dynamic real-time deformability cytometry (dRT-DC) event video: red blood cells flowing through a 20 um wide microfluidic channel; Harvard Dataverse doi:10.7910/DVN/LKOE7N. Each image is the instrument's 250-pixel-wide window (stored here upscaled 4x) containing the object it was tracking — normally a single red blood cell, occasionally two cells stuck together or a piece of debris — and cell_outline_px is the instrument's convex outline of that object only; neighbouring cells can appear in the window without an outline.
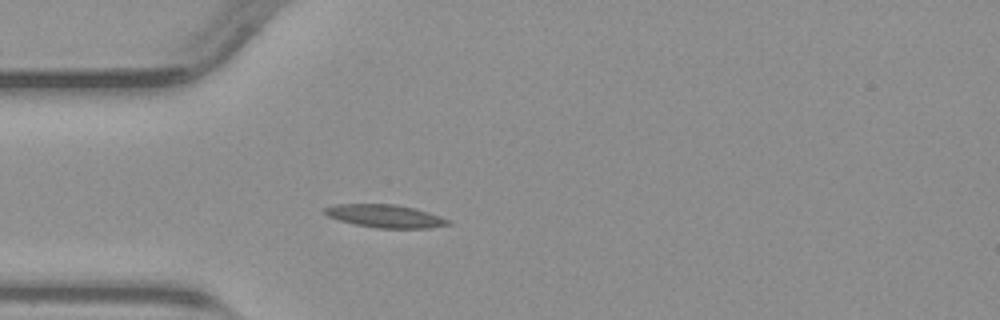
{"species": "common noctule bat (a hibernating species)", "species_latin": "Nyctalus noctula", "temperature_condition": "warm", "stored_images_in_passage": 7, "camera_frame_rate_fps": 3000, "um_per_image_px": 0.085, "animal": {"sex": "male", "body_mass_g": 23.1, "forearm_length_mm": 52.7}, "frame": {"image": 1, "passage_image": 1, "time_ms": 0.0, "image_size_px": [1000, 320], "cell_outline_px": [[452, 224], [432, 228], [376, 228], [356, 224], [340, 220], [328, 216], [324, 212], [324, 208], [332, 204], [396, 204], [416, 208], [452, 220]], "centroid_in_image_um": [32.79, 18.36], "position_along_channel_um": 52.2, "area_um2": 16.65}}
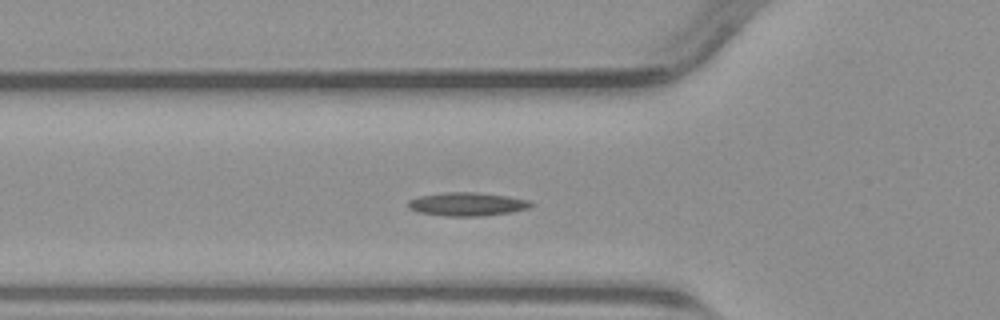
{"frame": {"image": 2, "passage_image": 4, "time_ms": 1.0, "image_size_px": [1000, 320], "cell_outline_px": [[536, 204], [528, 208], [512, 212], [484, 216], [444, 216], [420, 212], [408, 208], [408, 200], [420, 196], [440, 192], [476, 192], [508, 196], [532, 200]], "centroid_in_image_um": [39.76, 17.35], "position_along_channel_um": 86.0, "area_um2": 17.05}}